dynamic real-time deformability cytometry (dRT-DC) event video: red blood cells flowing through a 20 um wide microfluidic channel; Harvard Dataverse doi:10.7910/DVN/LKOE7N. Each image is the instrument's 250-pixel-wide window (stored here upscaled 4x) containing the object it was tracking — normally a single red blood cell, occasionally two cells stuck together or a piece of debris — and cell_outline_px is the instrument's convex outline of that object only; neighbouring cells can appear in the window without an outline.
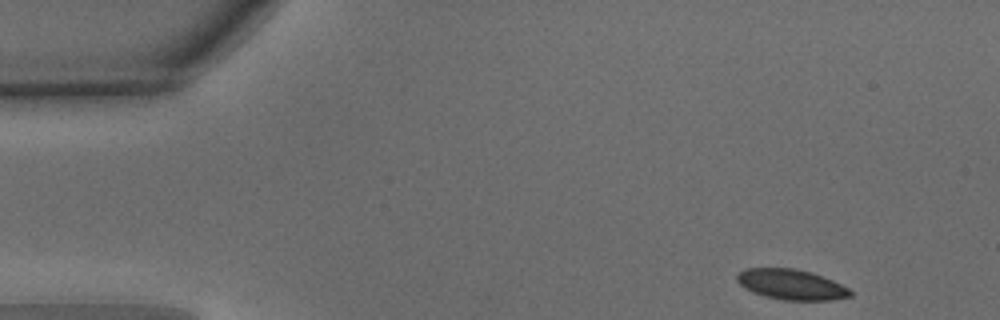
{"species": "common noctule bat (a hibernating species)", "species_latin": "Nyctalus noctula", "temperature_condition": "warm", "stored_images_in_passage": 39, "camera_frame_rate_fps": 3000, "um_per_image_px": 0.085, "animal": {"sex": "male", "body_mass_g": 15.6}, "frame": {"image": 1, "passage_image": 1, "time_ms": 0.0, "image_size_px": [1000, 320], "cell_outline_px": [[852, 296], [832, 300], [784, 300], [764, 296], [752, 292], [744, 288], [736, 280], [736, 276], [744, 268], [792, 268], [812, 272], [832, 280], [848, 288], [852, 292]], "centroid_in_image_um": [67.24, 24.18], "position_along_channel_um": 17.8, "area_um2": 20.06}}
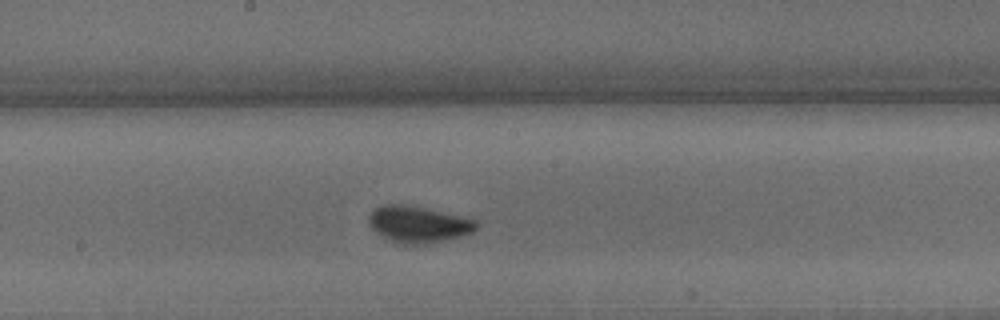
{"frame": {"image": 2, "passage_image": 23, "time_ms": 7.333, "image_size_px": [1000, 320], "cell_outline_px": [[476, 228], [472, 232], [460, 236], [424, 244], [396, 244], [376, 232], [368, 224], [368, 216], [372, 208], [380, 204], [404, 204], [424, 208], [476, 220]], "centroid_in_image_um": [35.45, 19.06], "position_along_channel_um": 212.7, "area_um2": 22.72}}
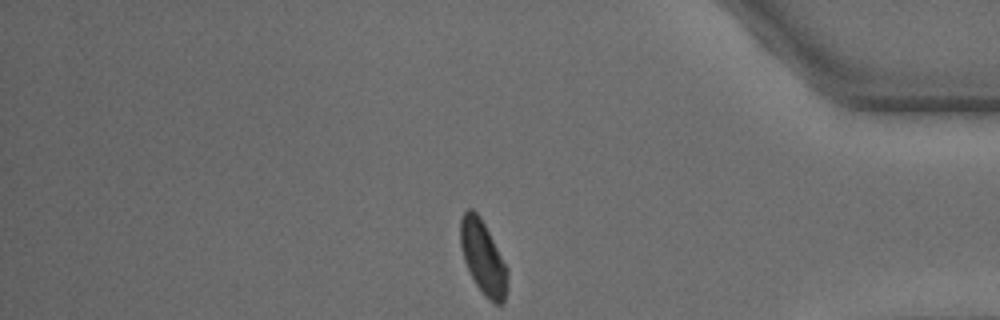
{"frame": {"image": 3, "passage_image": 39, "time_ms": 12.667, "image_size_px": [1000, 320], "cell_outline_px": [[508, 288], [504, 300], [500, 304], [496, 304], [484, 296], [476, 284], [464, 260], [460, 244], [460, 220], [464, 212], [468, 208], [472, 208], [480, 216], [508, 268]], "centroid_in_image_um": [41.07, 21.89], "position_along_channel_um": 394.1, "area_um2": 20.11}, "authors_computed_cell_mechanics": {"area_um2": 20.9814, "velocity_mm_per_s": 3.9416, "shape_relaxation_time_tau1_ms": 2.2751, "shape_relaxation_time_tau2_ms": null, "deformation_change_tau1": 0.0889, "deformation_change_tau2": null}}